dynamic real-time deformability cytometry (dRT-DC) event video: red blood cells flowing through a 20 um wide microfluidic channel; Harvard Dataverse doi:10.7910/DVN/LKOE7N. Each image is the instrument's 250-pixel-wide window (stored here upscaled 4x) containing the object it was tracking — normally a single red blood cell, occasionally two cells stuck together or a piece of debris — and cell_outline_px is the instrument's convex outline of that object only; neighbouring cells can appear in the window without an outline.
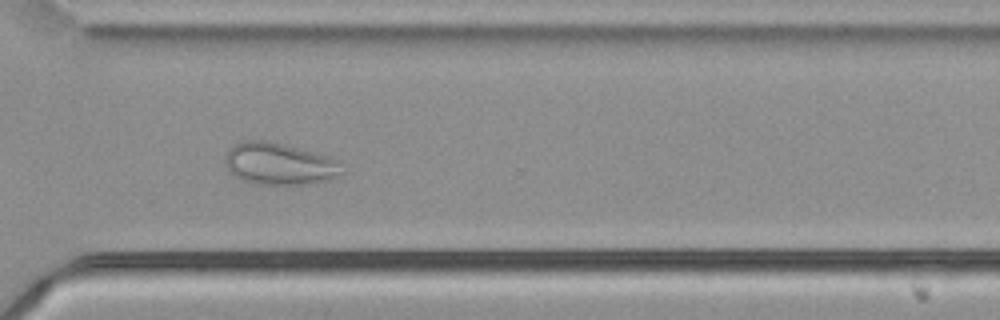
{"species": "common noctule bat (a hibernating species)", "species_latin": "Nyctalus noctula", "temperature_condition": "cold", "stored_images_in_passage": 57, "camera_frame_rate_fps": 3000, "um_per_image_px": 0.085, "animal": {"sex": "male", "body_mass_g": 21.5, "forearm_length_mm": 52.0}, "frame": {"image": 1, "passage_image": 42, "time_ms": 13.667, "image_size_px": [1000, 320], "cell_outline_px": [[344, 176], [332, 180], [304, 184], [256, 184], [240, 180], [232, 176], [228, 172], [224, 164], [224, 156], [236, 144], [244, 140], [268, 140], [332, 156], [340, 160], [344, 172]], "centroid_in_image_um": [23.8, 13.94], "position_along_channel_um": 346.8, "area_um2": 29.42}}
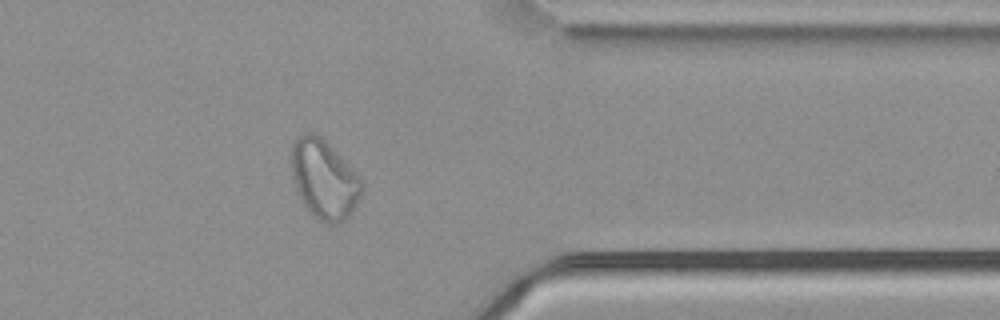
{"frame": {"image": 2, "passage_image": 46, "time_ms": 15.0, "image_size_px": [1000, 320], "cell_outline_px": [[364, 188], [352, 212], [344, 220], [336, 224], [328, 224], [312, 216], [304, 204], [296, 188], [292, 176], [292, 144], [304, 132], [312, 132], [320, 136], [360, 176], [364, 184]], "centroid_in_image_um": [27.57, 15.26], "position_along_channel_um": 383.8, "area_um2": 32.14}}
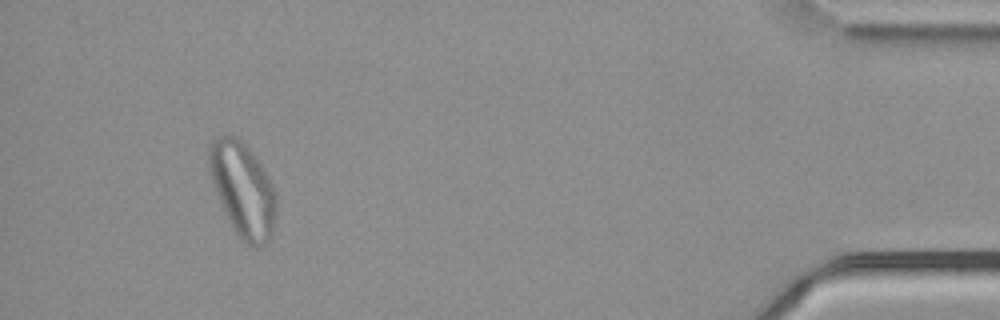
{"frame": {"image": 3, "passage_image": 53, "time_ms": 17.333, "image_size_px": [1000, 320], "cell_outline_px": [[276, 208], [272, 232], [256, 248], [244, 244], [236, 236], [228, 220], [216, 192], [212, 180], [208, 164], [208, 148], [212, 140], [220, 136], [236, 136], [252, 152], [264, 172], [276, 196]], "centroid_in_image_um": [20.59, 16.13], "position_along_channel_um": 414.6, "area_um2": 36.18}}